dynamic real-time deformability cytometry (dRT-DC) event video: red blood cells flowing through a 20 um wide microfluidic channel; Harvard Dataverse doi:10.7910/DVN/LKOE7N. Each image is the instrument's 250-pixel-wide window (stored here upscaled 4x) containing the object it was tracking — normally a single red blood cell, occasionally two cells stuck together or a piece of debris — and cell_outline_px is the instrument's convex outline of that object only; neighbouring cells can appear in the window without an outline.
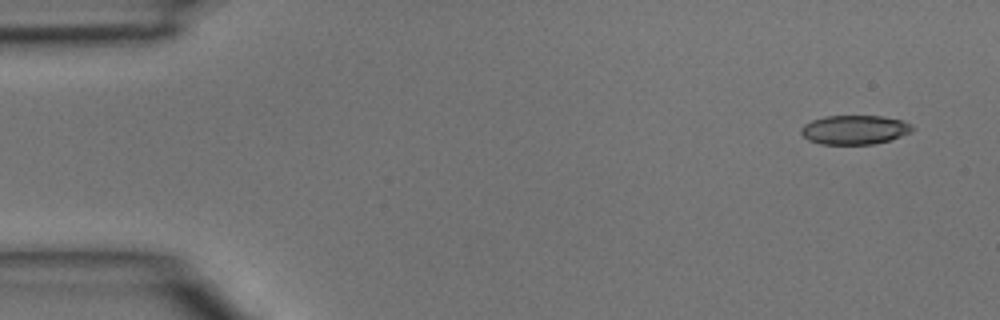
{"species": "common noctule bat (a hibernating species)", "species_latin": "Nyctalus noctula", "temperature_condition": "room temperature", "stored_images_in_passage": 5, "camera_frame_rate_fps": 3000, "um_per_image_px": 0.085, "animal": {"sex": "male", "body_mass_g": 15.6}, "frame": {"image": 1, "passage_image": 1, "time_ms": 0.0, "image_size_px": [1000, 320], "cell_outline_px": [[912, 132], [888, 140], [872, 144], [820, 144], [808, 140], [800, 132], [800, 128], [804, 124], [812, 120], [824, 116], [884, 116], [900, 120], [912, 124]], "centroid_in_image_um": [72.61, 11.02], "position_along_channel_um": 12.4, "area_um2": 18.84}}
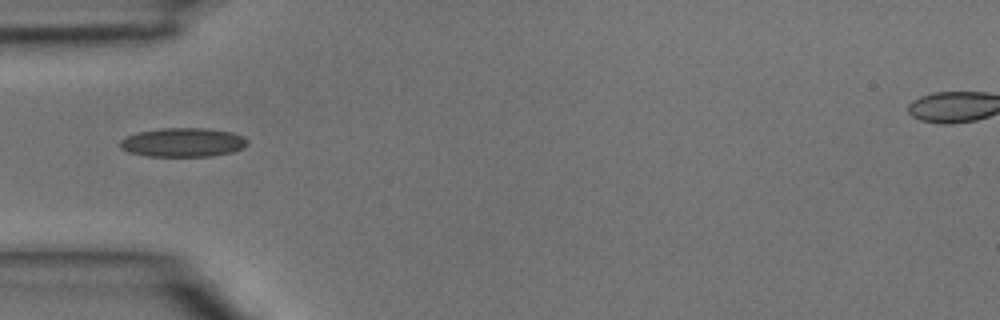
{"frame": {"image": 2, "passage_image": 4, "time_ms": 1.0, "image_size_px": [1000, 320], "cell_outline_px": [[248, 144], [232, 152], [212, 156], [144, 156], [128, 152], [120, 148], [120, 140], [136, 132], [160, 128], [204, 128], [232, 132], [244, 136], [248, 140]], "centroid_in_image_um": [15.53, 12.1], "position_along_channel_um": 69.5, "area_um2": 21.62}}